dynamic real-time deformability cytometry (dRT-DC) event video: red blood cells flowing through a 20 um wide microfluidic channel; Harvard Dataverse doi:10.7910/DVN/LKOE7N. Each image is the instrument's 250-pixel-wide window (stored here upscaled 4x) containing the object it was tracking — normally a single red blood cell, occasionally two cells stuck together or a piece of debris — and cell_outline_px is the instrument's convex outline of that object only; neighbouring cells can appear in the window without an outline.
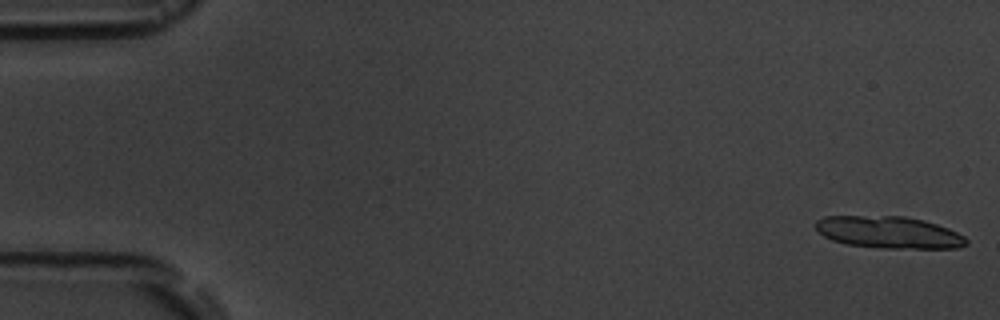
{"species": "common noctule bat (a hibernating species)", "species_latin": "Nyctalus noctula", "temperature_condition": "room temperature", "stored_images_in_passage": 6, "segment_of_instrument_passage": [1, 2], "camera_frame_rate_fps": 3000, "um_per_image_px": 0.085, "animal": {"sex": "male", "body_mass_g": 19.5, "forearm_length_mm": 54.6}, "frame": {"image": 1, "passage_image": 1, "time_ms": 0.0, "image_size_px": [1000, 320], "cell_outline_px": [[968, 244], [960, 248], [880, 248], [844, 244], [832, 240], [824, 236], [816, 228], [816, 220], [824, 216], [904, 216], [924, 220], [948, 228], [964, 236], [968, 240]], "centroid_in_image_um": [75.56, 19.75], "position_along_channel_um": 9.4, "area_um2": 28.21}}